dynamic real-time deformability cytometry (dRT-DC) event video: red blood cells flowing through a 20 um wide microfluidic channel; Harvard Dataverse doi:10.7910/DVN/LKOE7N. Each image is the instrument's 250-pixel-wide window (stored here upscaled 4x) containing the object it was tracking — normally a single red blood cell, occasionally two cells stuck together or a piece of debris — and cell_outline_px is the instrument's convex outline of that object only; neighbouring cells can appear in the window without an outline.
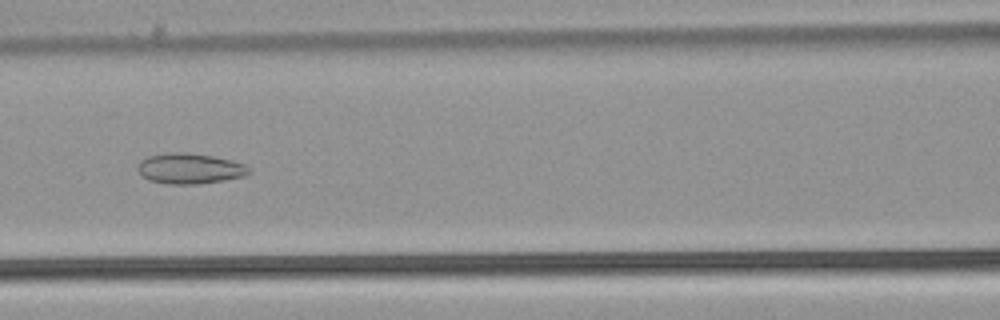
{"species": "common noctule bat (a hibernating species)", "species_latin": "Nyctalus noctula", "temperature_condition": "warm", "stored_images_in_passage": 45, "camera_frame_rate_fps": 3000, "um_per_image_px": 0.085, "animal": {"sex": "male", "body_mass_g": 21.5, "forearm_length_mm": 52.0}, "frame": {"image": 1, "passage_image": 16, "time_ms": 5.0, "image_size_px": [1000, 320], "cell_outline_px": [[252, 172], [244, 176], [224, 180], [200, 184], [168, 184], [148, 180], [140, 176], [136, 168], [140, 160], [148, 156], [172, 152], [188, 152], [212, 156], [232, 160], [244, 164], [252, 168]], "centroid_in_image_um": [16.12, 14.33], "position_along_channel_um": 150.5, "area_um2": 20.11}}
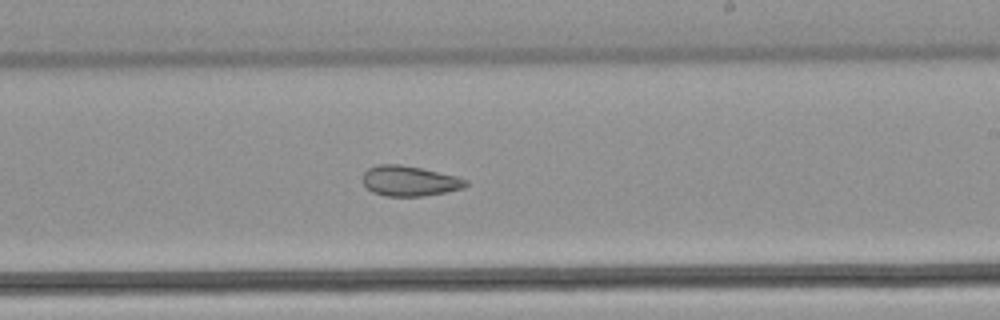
{"frame": {"image": 2, "passage_image": 24, "time_ms": 7.667, "image_size_px": [1000, 320], "cell_outline_px": [[468, 184], [464, 188], [424, 196], [384, 196], [372, 192], [364, 184], [364, 172], [368, 168], [380, 164], [400, 164], [420, 168], [456, 176], [468, 180]], "centroid_in_image_um": [34.81, 15.38], "position_along_channel_um": 254.2, "area_um2": 18.03}}
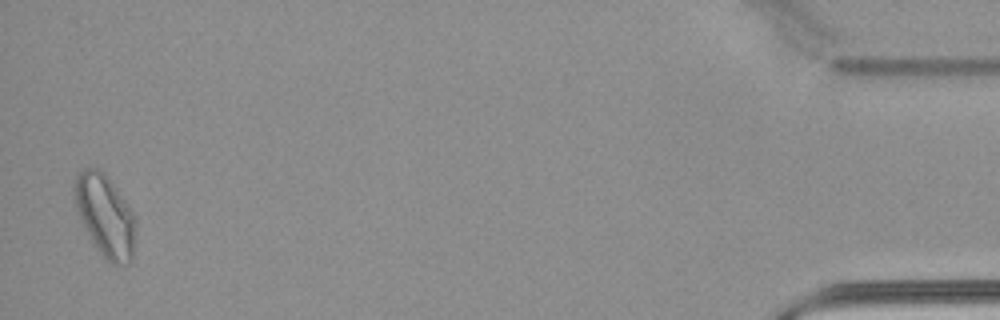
{"frame": {"image": 3, "passage_image": 44, "time_ms": 14.333, "image_size_px": [1000, 320], "cell_outline_px": [[136, 228], [132, 256], [128, 264], [108, 264], [96, 248], [80, 220], [76, 208], [72, 192], [72, 188], [76, 176], [84, 168], [96, 168], [104, 172], [128, 204], [136, 220]], "centroid_in_image_um": [8.92, 18.34], "position_along_channel_um": 426.3, "area_um2": 29.42}, "authors_computed_cell_mechanics": {"area_um2": 21.5016, "velocity_mm_per_s": 3.9021, "shape_relaxation_time_tau1_ms": null, "shape_relaxation_time_tau2_ms": 1.8752, "deformation_change_tau1": null, "deformation_change_tau2": 0.0796}}